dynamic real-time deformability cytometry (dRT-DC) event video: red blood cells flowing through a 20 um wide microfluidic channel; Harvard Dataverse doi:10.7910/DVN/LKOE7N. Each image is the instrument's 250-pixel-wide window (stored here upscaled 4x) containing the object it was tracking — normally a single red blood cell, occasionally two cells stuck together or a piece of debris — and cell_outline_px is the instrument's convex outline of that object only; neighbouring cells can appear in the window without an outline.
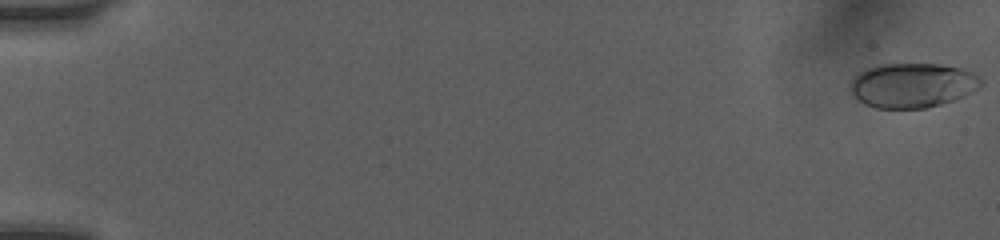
{"species": "human", "species_latin": "Homo sapiens", "temperature_condition": "room temperature", "stored_images_in_passage": 51, "camera_frame_rate_fps": 3000, "um_per_image_px": 0.085, "donor": {"sex": "female"}, "frame": {"image": 1, "passage_image": 1, "time_ms": 0.0, "image_size_px": [1000, 240], "cell_outline_px": [[984, 84], [964, 96], [940, 104], [924, 108], [876, 108], [864, 104], [852, 96], [848, 92], [848, 84], [852, 76], [864, 68], [876, 64], [940, 64], [964, 68], [976, 72], [984, 80]], "centroid_in_image_um": [77.51, 7.23], "position_along_channel_um": 7.5, "area_um2": 34.85}}
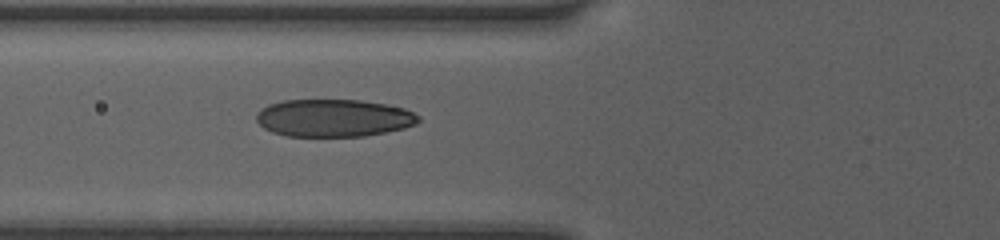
{"frame": {"image": 2, "passage_image": 37, "time_ms": 6.667, "image_size_px": [1000, 240], "cell_outline_px": [[420, 120], [416, 124], [404, 128], [364, 136], [288, 136], [272, 132], [264, 128], [256, 120], [256, 112], [260, 108], [268, 104], [284, 100], [360, 100], [384, 104], [404, 108], [420, 116]], "centroid_in_image_um": [28.33, 10.02], "position_along_channel_um": 97.5, "area_um2": 35.49}}
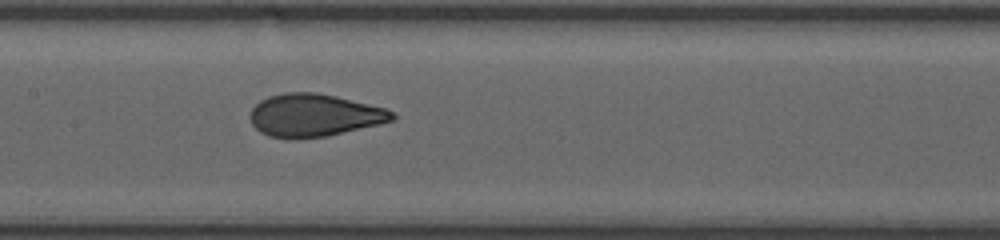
{"frame": {"image": 3, "passage_image": 50, "time_ms": 8.667, "image_size_px": [1000, 240], "cell_outline_px": [[396, 120], [380, 124], [324, 136], [268, 136], [260, 132], [252, 124], [248, 116], [252, 108], [260, 100], [268, 96], [284, 92], [316, 92], [336, 96], [388, 108], [396, 112]], "centroid_in_image_um": [26.75, 9.75], "position_along_channel_um": 180.7, "area_um2": 35.03}}